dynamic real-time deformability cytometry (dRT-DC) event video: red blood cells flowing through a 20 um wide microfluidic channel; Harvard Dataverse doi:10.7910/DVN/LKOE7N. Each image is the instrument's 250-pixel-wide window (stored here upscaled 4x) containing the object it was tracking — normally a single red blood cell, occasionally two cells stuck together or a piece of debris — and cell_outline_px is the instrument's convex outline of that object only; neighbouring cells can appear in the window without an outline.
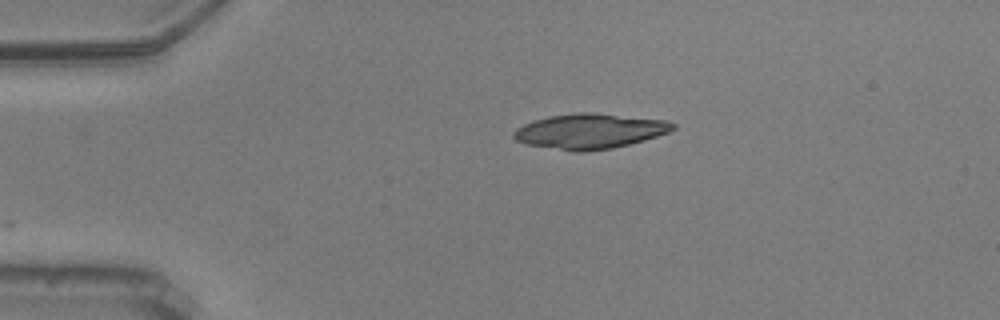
{"species": "common noctule bat (a hibernating species)", "species_latin": "Nyctalus noctula", "temperature_condition": "warm", "stored_images_in_passage": 21, "camera_frame_rate_fps": 3000, "um_per_image_px": 0.085, "animal": {"sex": "male", "body_mass_g": 20.5, "forearm_length_mm": 52.5}, "frame": {"image": 1, "passage_image": 1, "time_ms": 0.0, "image_size_px": [1000, 320], "cell_outline_px": [[676, 128], [668, 132], [644, 140], [612, 148], [584, 152], [572, 152], [524, 144], [516, 140], [512, 136], [512, 132], [516, 128], [532, 120], [548, 116], [576, 112], [592, 112], [664, 120], [676, 124]], "centroid_in_image_um": [50.06, 11.15], "position_along_channel_um": 34.9, "area_um2": 32.77}}